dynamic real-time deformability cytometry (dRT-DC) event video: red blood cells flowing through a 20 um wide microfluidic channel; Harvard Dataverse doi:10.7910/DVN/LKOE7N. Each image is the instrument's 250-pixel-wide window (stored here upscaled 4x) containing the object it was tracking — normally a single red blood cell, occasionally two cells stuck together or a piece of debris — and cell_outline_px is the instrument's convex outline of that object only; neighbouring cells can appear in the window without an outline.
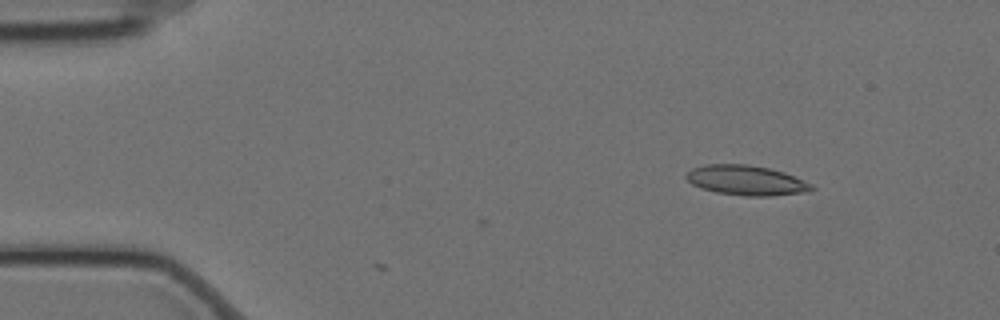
{"species": "Egyptian fruit bat (a non-hibernating species)", "species_latin": "Rousettus aegyptiacus", "temperature_condition": "cold", "stored_images_in_passage": 3, "camera_frame_rate_fps": 3000, "um_per_image_px": 0.085, "animal": {"sex": "female"}, "frame": {"image": 1, "passage_image": 3, "time_ms": 0.667, "image_size_px": [1000, 320], "cell_outline_px": [[816, 188], [812, 192], [772, 196], [744, 196], [716, 192], [700, 188], [692, 184], [684, 176], [692, 168], [704, 164], [748, 164], [768, 168], [784, 172], [812, 184]], "centroid_in_image_um": [63.46, 15.34], "position_along_channel_um": 21.5, "area_um2": 22.08}}